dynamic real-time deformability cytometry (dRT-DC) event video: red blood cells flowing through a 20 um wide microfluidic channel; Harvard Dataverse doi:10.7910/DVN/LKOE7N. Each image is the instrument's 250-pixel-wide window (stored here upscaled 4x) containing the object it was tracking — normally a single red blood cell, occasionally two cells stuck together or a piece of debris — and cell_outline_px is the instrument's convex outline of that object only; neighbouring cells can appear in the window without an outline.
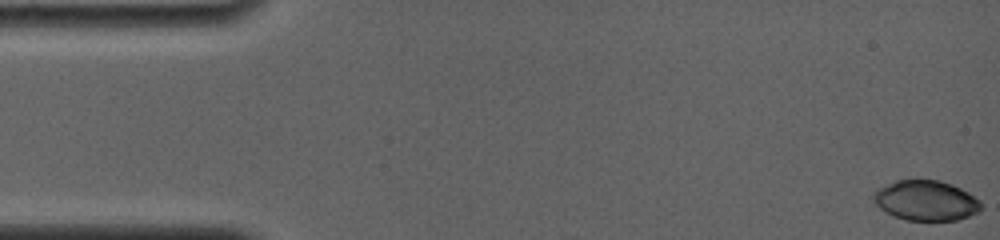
{"species": "common noctule bat (a hibernating species)", "species_latin": "Nyctalus noctula", "temperature_condition": "room temperature", "stored_images_in_passage": 59, "camera_frame_rate_fps": 4000, "um_per_image_px": 0.085, "animal": {"sex": "female", "body_mass_g": 19.0, "forearm_length_mm": 56.7}, "frame": {"image": 1, "passage_image": 1, "time_ms": 0.0, "image_size_px": [1000, 240], "cell_outline_px": [[980, 212], [956, 220], [904, 220], [892, 216], [880, 208], [872, 200], [872, 196], [876, 188], [896, 180], [916, 176], [940, 180], [952, 184], [968, 192], [980, 200]], "centroid_in_image_um": [78.65, 16.99], "position_along_channel_um": 6.3, "area_um2": 25.95}}
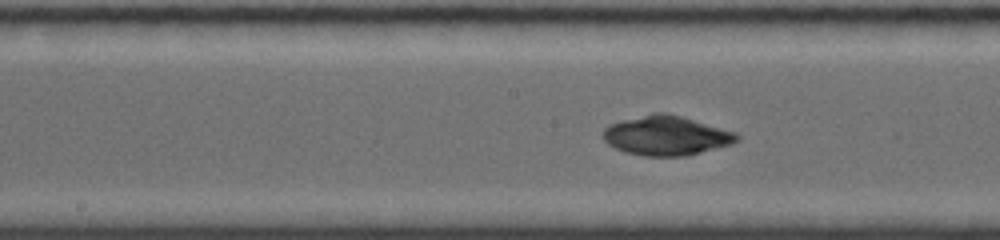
{"frame": {"image": 2, "passage_image": 34, "time_ms": 8.25, "image_size_px": [1000, 240], "cell_outline_px": [[740, 136], [732, 144], [684, 156], [644, 156], [624, 152], [608, 144], [604, 140], [604, 128], [608, 124], [620, 120], [652, 112], [668, 112], [736, 132]], "centroid_in_image_um": [56.6, 11.51], "position_along_channel_um": 191.6, "area_um2": 30.87}}
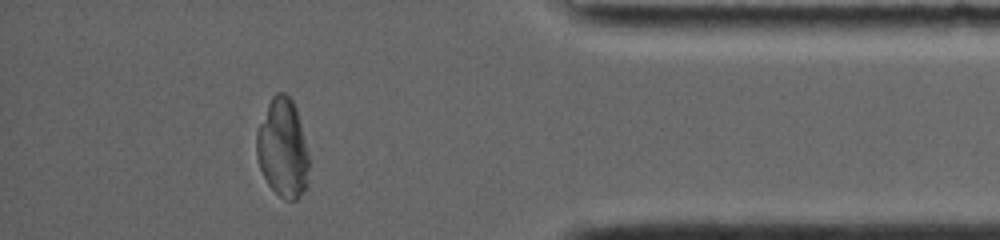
{"frame": {"image": 3, "passage_image": 59, "time_ms": 14.5, "image_size_px": [1000, 240], "cell_outline_px": [[308, 188], [296, 200], [284, 200], [268, 184], [260, 168], [256, 156], [256, 136], [260, 124], [268, 104], [272, 96], [276, 92], [284, 92], [292, 100], [296, 108], [308, 152]], "centroid_in_image_um": [24.04, 12.63], "position_along_channel_um": 411.2, "area_um2": 30.11}, "authors_computed_cell_mechanics": {"area_um2": 29.5936, "velocity_mm_per_s": 3.8214, "shape_relaxation_time_tau1_ms": 9.3441, "shape_relaxation_time_tau2_ms": 3.3554, "deformation_change_tau1": 0.339, "deformation_change_tau2": 0.0204}}